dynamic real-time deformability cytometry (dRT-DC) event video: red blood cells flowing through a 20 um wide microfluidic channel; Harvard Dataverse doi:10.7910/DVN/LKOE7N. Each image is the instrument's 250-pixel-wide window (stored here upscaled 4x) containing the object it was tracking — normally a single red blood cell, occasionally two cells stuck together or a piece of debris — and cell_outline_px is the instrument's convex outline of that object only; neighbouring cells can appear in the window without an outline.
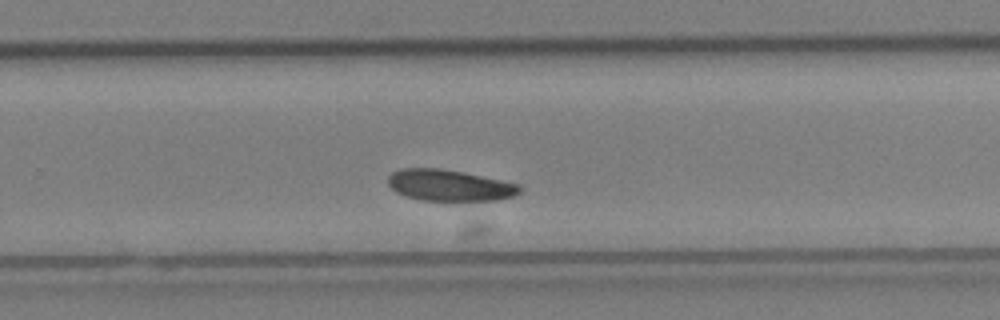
{"species": "Egyptian fruit bat (a non-hibernating species)", "species_latin": "Rousettus aegyptiacus", "temperature_condition": "cold", "stored_images_in_passage": 30, "camera_frame_rate_fps": 3000, "um_per_image_px": 0.085, "animal": {"sex": "female"}, "frame": {"image": 1, "passage_image": 18, "time_ms": 5.667, "image_size_px": [1000, 320], "cell_outline_px": [[524, 188], [516, 196], [500, 200], [456, 204], [452, 204], [420, 200], [404, 196], [396, 192], [388, 184], [388, 176], [392, 172], [400, 168], [436, 168], [460, 172], [520, 184]], "centroid_in_image_um": [38.24, 15.83], "position_along_channel_um": 291.6, "area_um2": 25.2}}